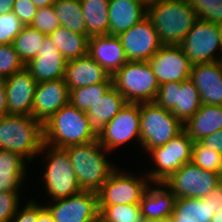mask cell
Returning a JSON list of instances; mask_svg holds the SVG:
<instances>
[{"mask_svg": "<svg viewBox=\"0 0 222 222\" xmlns=\"http://www.w3.org/2000/svg\"><path fill=\"white\" fill-rule=\"evenodd\" d=\"M176 199V196L163 183H151L139 203L142 217L144 219H169Z\"/></svg>", "mask_w": 222, "mask_h": 222, "instance_id": "24", "label": "cell"}, {"mask_svg": "<svg viewBox=\"0 0 222 222\" xmlns=\"http://www.w3.org/2000/svg\"><path fill=\"white\" fill-rule=\"evenodd\" d=\"M180 46L192 65L222 60V38L218 24L198 19Z\"/></svg>", "mask_w": 222, "mask_h": 222, "instance_id": "9", "label": "cell"}, {"mask_svg": "<svg viewBox=\"0 0 222 222\" xmlns=\"http://www.w3.org/2000/svg\"><path fill=\"white\" fill-rule=\"evenodd\" d=\"M147 62L159 85L190 78L192 64L180 45H163Z\"/></svg>", "mask_w": 222, "mask_h": 222, "instance_id": "16", "label": "cell"}, {"mask_svg": "<svg viewBox=\"0 0 222 222\" xmlns=\"http://www.w3.org/2000/svg\"><path fill=\"white\" fill-rule=\"evenodd\" d=\"M37 222H55V220L53 219L50 211L44 206V207L38 212Z\"/></svg>", "mask_w": 222, "mask_h": 222, "instance_id": "47", "label": "cell"}, {"mask_svg": "<svg viewBox=\"0 0 222 222\" xmlns=\"http://www.w3.org/2000/svg\"><path fill=\"white\" fill-rule=\"evenodd\" d=\"M8 115L6 79L0 77V117Z\"/></svg>", "mask_w": 222, "mask_h": 222, "instance_id": "46", "label": "cell"}, {"mask_svg": "<svg viewBox=\"0 0 222 222\" xmlns=\"http://www.w3.org/2000/svg\"><path fill=\"white\" fill-rule=\"evenodd\" d=\"M36 85V80L26 68L6 78L8 115L32 116Z\"/></svg>", "mask_w": 222, "mask_h": 222, "instance_id": "19", "label": "cell"}, {"mask_svg": "<svg viewBox=\"0 0 222 222\" xmlns=\"http://www.w3.org/2000/svg\"><path fill=\"white\" fill-rule=\"evenodd\" d=\"M204 200H208L212 206V213H216L222 209V186L218 185L213 191H211Z\"/></svg>", "mask_w": 222, "mask_h": 222, "instance_id": "45", "label": "cell"}, {"mask_svg": "<svg viewBox=\"0 0 222 222\" xmlns=\"http://www.w3.org/2000/svg\"><path fill=\"white\" fill-rule=\"evenodd\" d=\"M20 192H0V222H10L20 204Z\"/></svg>", "mask_w": 222, "mask_h": 222, "instance_id": "39", "label": "cell"}, {"mask_svg": "<svg viewBox=\"0 0 222 222\" xmlns=\"http://www.w3.org/2000/svg\"><path fill=\"white\" fill-rule=\"evenodd\" d=\"M190 80L202 104L222 106V60L192 65Z\"/></svg>", "mask_w": 222, "mask_h": 222, "instance_id": "20", "label": "cell"}, {"mask_svg": "<svg viewBox=\"0 0 222 222\" xmlns=\"http://www.w3.org/2000/svg\"><path fill=\"white\" fill-rule=\"evenodd\" d=\"M64 150L69 156L79 187L83 191L97 193L117 168L106 157L110 152L98 140L70 146Z\"/></svg>", "mask_w": 222, "mask_h": 222, "instance_id": "1", "label": "cell"}, {"mask_svg": "<svg viewBox=\"0 0 222 222\" xmlns=\"http://www.w3.org/2000/svg\"><path fill=\"white\" fill-rule=\"evenodd\" d=\"M154 102L160 107L170 110L183 124L202 105L199 91L190 78L181 82H168L160 85Z\"/></svg>", "mask_w": 222, "mask_h": 222, "instance_id": "12", "label": "cell"}, {"mask_svg": "<svg viewBox=\"0 0 222 222\" xmlns=\"http://www.w3.org/2000/svg\"><path fill=\"white\" fill-rule=\"evenodd\" d=\"M184 130V124L155 102L140 103V142L146 153L166 144Z\"/></svg>", "mask_w": 222, "mask_h": 222, "instance_id": "6", "label": "cell"}, {"mask_svg": "<svg viewBox=\"0 0 222 222\" xmlns=\"http://www.w3.org/2000/svg\"><path fill=\"white\" fill-rule=\"evenodd\" d=\"M25 206L18 208L10 222H37L38 212L44 207V203H38L35 199H28Z\"/></svg>", "mask_w": 222, "mask_h": 222, "instance_id": "41", "label": "cell"}, {"mask_svg": "<svg viewBox=\"0 0 222 222\" xmlns=\"http://www.w3.org/2000/svg\"><path fill=\"white\" fill-rule=\"evenodd\" d=\"M218 174L221 178L222 177V152L220 153V165H219V168H218Z\"/></svg>", "mask_w": 222, "mask_h": 222, "instance_id": "53", "label": "cell"}, {"mask_svg": "<svg viewBox=\"0 0 222 222\" xmlns=\"http://www.w3.org/2000/svg\"><path fill=\"white\" fill-rule=\"evenodd\" d=\"M133 139L140 144V103H126L97 138L109 152Z\"/></svg>", "mask_w": 222, "mask_h": 222, "instance_id": "13", "label": "cell"}, {"mask_svg": "<svg viewBox=\"0 0 222 222\" xmlns=\"http://www.w3.org/2000/svg\"><path fill=\"white\" fill-rule=\"evenodd\" d=\"M201 144L209 149L221 153L222 152V129L199 140Z\"/></svg>", "mask_w": 222, "mask_h": 222, "instance_id": "44", "label": "cell"}, {"mask_svg": "<svg viewBox=\"0 0 222 222\" xmlns=\"http://www.w3.org/2000/svg\"><path fill=\"white\" fill-rule=\"evenodd\" d=\"M188 213L197 222H211L215 213H212V206L208 200L188 198Z\"/></svg>", "mask_w": 222, "mask_h": 222, "instance_id": "40", "label": "cell"}, {"mask_svg": "<svg viewBox=\"0 0 222 222\" xmlns=\"http://www.w3.org/2000/svg\"><path fill=\"white\" fill-rule=\"evenodd\" d=\"M15 0H0V15L6 14L13 10Z\"/></svg>", "mask_w": 222, "mask_h": 222, "instance_id": "48", "label": "cell"}, {"mask_svg": "<svg viewBox=\"0 0 222 222\" xmlns=\"http://www.w3.org/2000/svg\"><path fill=\"white\" fill-rule=\"evenodd\" d=\"M23 27V23L12 11L0 15V45L12 44Z\"/></svg>", "mask_w": 222, "mask_h": 222, "instance_id": "38", "label": "cell"}, {"mask_svg": "<svg viewBox=\"0 0 222 222\" xmlns=\"http://www.w3.org/2000/svg\"><path fill=\"white\" fill-rule=\"evenodd\" d=\"M198 19L213 24L222 22V0H189Z\"/></svg>", "mask_w": 222, "mask_h": 222, "instance_id": "35", "label": "cell"}, {"mask_svg": "<svg viewBox=\"0 0 222 222\" xmlns=\"http://www.w3.org/2000/svg\"><path fill=\"white\" fill-rule=\"evenodd\" d=\"M111 77L112 85L127 103L155 101L160 85L147 61H128Z\"/></svg>", "mask_w": 222, "mask_h": 222, "instance_id": "7", "label": "cell"}, {"mask_svg": "<svg viewBox=\"0 0 222 222\" xmlns=\"http://www.w3.org/2000/svg\"><path fill=\"white\" fill-rule=\"evenodd\" d=\"M27 163L21 156L0 149V192H20L27 174Z\"/></svg>", "mask_w": 222, "mask_h": 222, "instance_id": "27", "label": "cell"}, {"mask_svg": "<svg viewBox=\"0 0 222 222\" xmlns=\"http://www.w3.org/2000/svg\"><path fill=\"white\" fill-rule=\"evenodd\" d=\"M92 222H106L101 216H97Z\"/></svg>", "mask_w": 222, "mask_h": 222, "instance_id": "54", "label": "cell"}, {"mask_svg": "<svg viewBox=\"0 0 222 222\" xmlns=\"http://www.w3.org/2000/svg\"><path fill=\"white\" fill-rule=\"evenodd\" d=\"M33 28L40 31L42 34L49 36V34L56 30L57 27L61 26L60 21L55 15L52 6L44 8H38L37 12L30 24Z\"/></svg>", "mask_w": 222, "mask_h": 222, "instance_id": "37", "label": "cell"}, {"mask_svg": "<svg viewBox=\"0 0 222 222\" xmlns=\"http://www.w3.org/2000/svg\"><path fill=\"white\" fill-rule=\"evenodd\" d=\"M70 91L64 78L39 82L35 88L32 117L44 124L69 103Z\"/></svg>", "mask_w": 222, "mask_h": 222, "instance_id": "17", "label": "cell"}, {"mask_svg": "<svg viewBox=\"0 0 222 222\" xmlns=\"http://www.w3.org/2000/svg\"><path fill=\"white\" fill-rule=\"evenodd\" d=\"M222 129V106L202 104L184 123V131L195 142Z\"/></svg>", "mask_w": 222, "mask_h": 222, "instance_id": "26", "label": "cell"}, {"mask_svg": "<svg viewBox=\"0 0 222 222\" xmlns=\"http://www.w3.org/2000/svg\"><path fill=\"white\" fill-rule=\"evenodd\" d=\"M112 86V81H105L88 87L71 89L69 102L80 111L87 112Z\"/></svg>", "mask_w": 222, "mask_h": 222, "instance_id": "32", "label": "cell"}, {"mask_svg": "<svg viewBox=\"0 0 222 222\" xmlns=\"http://www.w3.org/2000/svg\"><path fill=\"white\" fill-rule=\"evenodd\" d=\"M45 155L46 166L42 174L46 194L51 201L67 198L81 192L73 166L64 149L43 144L38 155Z\"/></svg>", "mask_w": 222, "mask_h": 222, "instance_id": "5", "label": "cell"}, {"mask_svg": "<svg viewBox=\"0 0 222 222\" xmlns=\"http://www.w3.org/2000/svg\"><path fill=\"white\" fill-rule=\"evenodd\" d=\"M52 7L62 27L86 35V22L80 2L57 0Z\"/></svg>", "mask_w": 222, "mask_h": 222, "instance_id": "30", "label": "cell"}, {"mask_svg": "<svg viewBox=\"0 0 222 222\" xmlns=\"http://www.w3.org/2000/svg\"><path fill=\"white\" fill-rule=\"evenodd\" d=\"M109 34L116 35L129 30L147 16L138 0H109Z\"/></svg>", "mask_w": 222, "mask_h": 222, "instance_id": "25", "label": "cell"}, {"mask_svg": "<svg viewBox=\"0 0 222 222\" xmlns=\"http://www.w3.org/2000/svg\"><path fill=\"white\" fill-rule=\"evenodd\" d=\"M112 76L128 59L116 35L92 36L88 40V53Z\"/></svg>", "mask_w": 222, "mask_h": 222, "instance_id": "21", "label": "cell"}, {"mask_svg": "<svg viewBox=\"0 0 222 222\" xmlns=\"http://www.w3.org/2000/svg\"><path fill=\"white\" fill-rule=\"evenodd\" d=\"M37 8L52 6L57 0H31Z\"/></svg>", "mask_w": 222, "mask_h": 222, "instance_id": "49", "label": "cell"}, {"mask_svg": "<svg viewBox=\"0 0 222 222\" xmlns=\"http://www.w3.org/2000/svg\"><path fill=\"white\" fill-rule=\"evenodd\" d=\"M86 22V35L101 36L109 34V0H81Z\"/></svg>", "mask_w": 222, "mask_h": 222, "instance_id": "28", "label": "cell"}, {"mask_svg": "<svg viewBox=\"0 0 222 222\" xmlns=\"http://www.w3.org/2000/svg\"><path fill=\"white\" fill-rule=\"evenodd\" d=\"M49 37L67 61L86 56L88 53L89 37L87 35L59 26L49 34Z\"/></svg>", "mask_w": 222, "mask_h": 222, "instance_id": "29", "label": "cell"}, {"mask_svg": "<svg viewBox=\"0 0 222 222\" xmlns=\"http://www.w3.org/2000/svg\"><path fill=\"white\" fill-rule=\"evenodd\" d=\"M128 61L150 60L163 46L152 22L146 16L129 30L118 35Z\"/></svg>", "mask_w": 222, "mask_h": 222, "instance_id": "14", "label": "cell"}, {"mask_svg": "<svg viewBox=\"0 0 222 222\" xmlns=\"http://www.w3.org/2000/svg\"><path fill=\"white\" fill-rule=\"evenodd\" d=\"M194 141L183 130L166 144L151 149L147 154L154 162L151 170L145 171L151 183H162L182 165L192 160Z\"/></svg>", "mask_w": 222, "mask_h": 222, "instance_id": "8", "label": "cell"}, {"mask_svg": "<svg viewBox=\"0 0 222 222\" xmlns=\"http://www.w3.org/2000/svg\"><path fill=\"white\" fill-rule=\"evenodd\" d=\"M169 222H197L188 213V198H177L172 215L168 219Z\"/></svg>", "mask_w": 222, "mask_h": 222, "instance_id": "43", "label": "cell"}, {"mask_svg": "<svg viewBox=\"0 0 222 222\" xmlns=\"http://www.w3.org/2000/svg\"><path fill=\"white\" fill-rule=\"evenodd\" d=\"M45 207L55 222H92L98 215V196L93 191H81L67 198L49 201Z\"/></svg>", "mask_w": 222, "mask_h": 222, "instance_id": "15", "label": "cell"}, {"mask_svg": "<svg viewBox=\"0 0 222 222\" xmlns=\"http://www.w3.org/2000/svg\"><path fill=\"white\" fill-rule=\"evenodd\" d=\"M37 9L31 0H15L12 12L25 26L31 24Z\"/></svg>", "mask_w": 222, "mask_h": 222, "instance_id": "42", "label": "cell"}, {"mask_svg": "<svg viewBox=\"0 0 222 222\" xmlns=\"http://www.w3.org/2000/svg\"><path fill=\"white\" fill-rule=\"evenodd\" d=\"M176 198H205L220 185L218 173L186 163L162 182Z\"/></svg>", "mask_w": 222, "mask_h": 222, "instance_id": "11", "label": "cell"}, {"mask_svg": "<svg viewBox=\"0 0 222 222\" xmlns=\"http://www.w3.org/2000/svg\"><path fill=\"white\" fill-rule=\"evenodd\" d=\"M44 144L65 149L97 140L89 128L86 112L70 102L43 124Z\"/></svg>", "mask_w": 222, "mask_h": 222, "instance_id": "4", "label": "cell"}, {"mask_svg": "<svg viewBox=\"0 0 222 222\" xmlns=\"http://www.w3.org/2000/svg\"><path fill=\"white\" fill-rule=\"evenodd\" d=\"M45 37V34H42L30 25H25L22 31L15 37L12 46L24 65L36 57Z\"/></svg>", "mask_w": 222, "mask_h": 222, "instance_id": "31", "label": "cell"}, {"mask_svg": "<svg viewBox=\"0 0 222 222\" xmlns=\"http://www.w3.org/2000/svg\"><path fill=\"white\" fill-rule=\"evenodd\" d=\"M44 144L43 124L30 115L0 117V149L11 151L27 162L39 156Z\"/></svg>", "mask_w": 222, "mask_h": 222, "instance_id": "2", "label": "cell"}, {"mask_svg": "<svg viewBox=\"0 0 222 222\" xmlns=\"http://www.w3.org/2000/svg\"><path fill=\"white\" fill-rule=\"evenodd\" d=\"M145 7L148 8L152 5L160 3L162 0H138Z\"/></svg>", "mask_w": 222, "mask_h": 222, "instance_id": "50", "label": "cell"}, {"mask_svg": "<svg viewBox=\"0 0 222 222\" xmlns=\"http://www.w3.org/2000/svg\"><path fill=\"white\" fill-rule=\"evenodd\" d=\"M67 60L56 48L49 36L34 57L25 68L37 83L64 78Z\"/></svg>", "mask_w": 222, "mask_h": 222, "instance_id": "18", "label": "cell"}, {"mask_svg": "<svg viewBox=\"0 0 222 222\" xmlns=\"http://www.w3.org/2000/svg\"><path fill=\"white\" fill-rule=\"evenodd\" d=\"M99 216L106 222H143L139 204L98 205Z\"/></svg>", "mask_w": 222, "mask_h": 222, "instance_id": "33", "label": "cell"}, {"mask_svg": "<svg viewBox=\"0 0 222 222\" xmlns=\"http://www.w3.org/2000/svg\"><path fill=\"white\" fill-rule=\"evenodd\" d=\"M64 81L70 91L78 87H88L105 81H112V77L110 73L87 54L67 61Z\"/></svg>", "mask_w": 222, "mask_h": 222, "instance_id": "22", "label": "cell"}, {"mask_svg": "<svg viewBox=\"0 0 222 222\" xmlns=\"http://www.w3.org/2000/svg\"><path fill=\"white\" fill-rule=\"evenodd\" d=\"M126 103L123 95L112 86L86 112L89 128L97 138L105 129L107 122H110Z\"/></svg>", "mask_w": 222, "mask_h": 222, "instance_id": "23", "label": "cell"}, {"mask_svg": "<svg viewBox=\"0 0 222 222\" xmlns=\"http://www.w3.org/2000/svg\"><path fill=\"white\" fill-rule=\"evenodd\" d=\"M65 1H69V0H65ZM70 1L80 2L81 0H70Z\"/></svg>", "mask_w": 222, "mask_h": 222, "instance_id": "56", "label": "cell"}, {"mask_svg": "<svg viewBox=\"0 0 222 222\" xmlns=\"http://www.w3.org/2000/svg\"><path fill=\"white\" fill-rule=\"evenodd\" d=\"M191 162L203 170L218 173V168L220 165V153L209 149L199 141H195L193 143Z\"/></svg>", "mask_w": 222, "mask_h": 222, "instance_id": "34", "label": "cell"}, {"mask_svg": "<svg viewBox=\"0 0 222 222\" xmlns=\"http://www.w3.org/2000/svg\"><path fill=\"white\" fill-rule=\"evenodd\" d=\"M220 185L222 186V177L220 178Z\"/></svg>", "mask_w": 222, "mask_h": 222, "instance_id": "57", "label": "cell"}, {"mask_svg": "<svg viewBox=\"0 0 222 222\" xmlns=\"http://www.w3.org/2000/svg\"><path fill=\"white\" fill-rule=\"evenodd\" d=\"M150 184L146 173L133 175L117 167L97 192L98 205L139 204Z\"/></svg>", "mask_w": 222, "mask_h": 222, "instance_id": "10", "label": "cell"}, {"mask_svg": "<svg viewBox=\"0 0 222 222\" xmlns=\"http://www.w3.org/2000/svg\"><path fill=\"white\" fill-rule=\"evenodd\" d=\"M143 222H169L168 219H144Z\"/></svg>", "mask_w": 222, "mask_h": 222, "instance_id": "52", "label": "cell"}, {"mask_svg": "<svg viewBox=\"0 0 222 222\" xmlns=\"http://www.w3.org/2000/svg\"><path fill=\"white\" fill-rule=\"evenodd\" d=\"M211 222H222V209L214 214Z\"/></svg>", "mask_w": 222, "mask_h": 222, "instance_id": "51", "label": "cell"}, {"mask_svg": "<svg viewBox=\"0 0 222 222\" xmlns=\"http://www.w3.org/2000/svg\"><path fill=\"white\" fill-rule=\"evenodd\" d=\"M147 17L163 45H180L198 20L189 0H162L147 8Z\"/></svg>", "mask_w": 222, "mask_h": 222, "instance_id": "3", "label": "cell"}, {"mask_svg": "<svg viewBox=\"0 0 222 222\" xmlns=\"http://www.w3.org/2000/svg\"><path fill=\"white\" fill-rule=\"evenodd\" d=\"M25 68L12 44L0 45V77L8 78Z\"/></svg>", "mask_w": 222, "mask_h": 222, "instance_id": "36", "label": "cell"}, {"mask_svg": "<svg viewBox=\"0 0 222 222\" xmlns=\"http://www.w3.org/2000/svg\"><path fill=\"white\" fill-rule=\"evenodd\" d=\"M219 26V30H220V35H221V38H222V22L218 24Z\"/></svg>", "mask_w": 222, "mask_h": 222, "instance_id": "55", "label": "cell"}]
</instances>
